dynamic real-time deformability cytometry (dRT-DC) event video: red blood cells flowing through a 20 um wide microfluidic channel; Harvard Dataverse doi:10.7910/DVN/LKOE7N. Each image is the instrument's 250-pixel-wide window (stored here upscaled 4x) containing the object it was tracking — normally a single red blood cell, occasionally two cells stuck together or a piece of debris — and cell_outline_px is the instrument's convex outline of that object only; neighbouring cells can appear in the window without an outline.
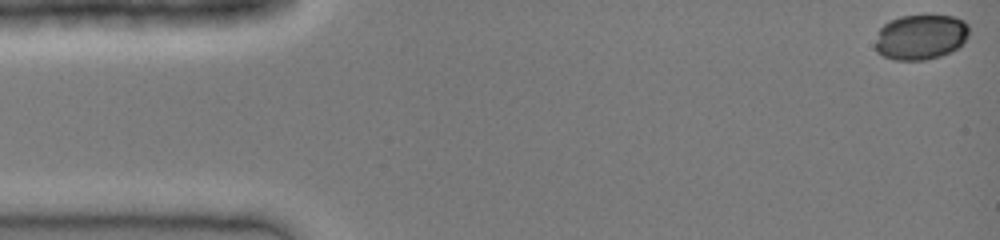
{"species": "common noctule bat (a hibernating species)", "species_latin": "Nyctalus noctula", "temperature_condition": "cold", "stored_images_in_passage": 38, "camera_frame_rate_fps": 3000, "um_per_image_px": 0.085, "animal": {"sex": "female", "body_mass_g": 19.0, "forearm_length_mm": 51.5}, "frame": {"image": 1, "passage_image": 1, "time_ms": 0.0, "image_size_px": [1000, 240], "cell_outline_px": [[968, 36], [956, 48], [940, 56], [924, 60], [896, 60], [884, 56], [876, 52], [876, 40], [880, 28], [884, 24], [900, 16], [952, 16], [964, 20], [968, 24]], "centroid_in_image_um": [78.25, 3.15], "position_along_channel_um": 6.8, "area_um2": 24.39}}
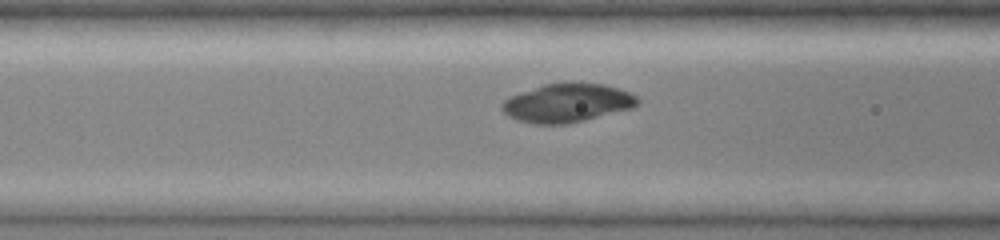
{"frame": {"image": 2, "passage_image": 16, "time_ms": 5.0, "image_size_px": [1000, 240], "cell_outline_px": [[640, 100], [632, 108], [568, 124], [532, 124], [516, 120], [508, 116], [500, 108], [500, 104], [504, 100], [512, 96], [544, 84], [604, 84], [628, 92], [636, 96]], "centroid_in_image_um": [48.18, 8.78], "position_along_channel_um": 118.4, "area_um2": 29.94}}
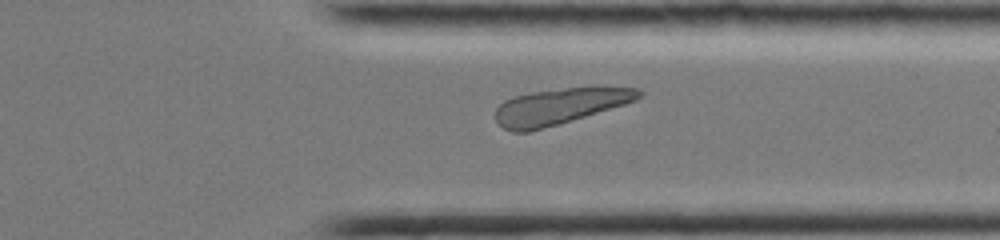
{"frame": {"image": 3, "passage_image": 32, "time_ms": 10.333, "image_size_px": [1000, 240], "cell_outline_px": [[644, 92], [636, 100], [624, 104], [560, 124], [528, 132], [512, 132], [504, 128], [496, 120], [496, 108], [504, 100], [516, 96], [532, 92], [564, 88], [600, 84], [640, 88]], "centroid_in_image_um": [47.67, 8.99], "position_along_channel_um": 363.7, "area_um2": 30.63}}